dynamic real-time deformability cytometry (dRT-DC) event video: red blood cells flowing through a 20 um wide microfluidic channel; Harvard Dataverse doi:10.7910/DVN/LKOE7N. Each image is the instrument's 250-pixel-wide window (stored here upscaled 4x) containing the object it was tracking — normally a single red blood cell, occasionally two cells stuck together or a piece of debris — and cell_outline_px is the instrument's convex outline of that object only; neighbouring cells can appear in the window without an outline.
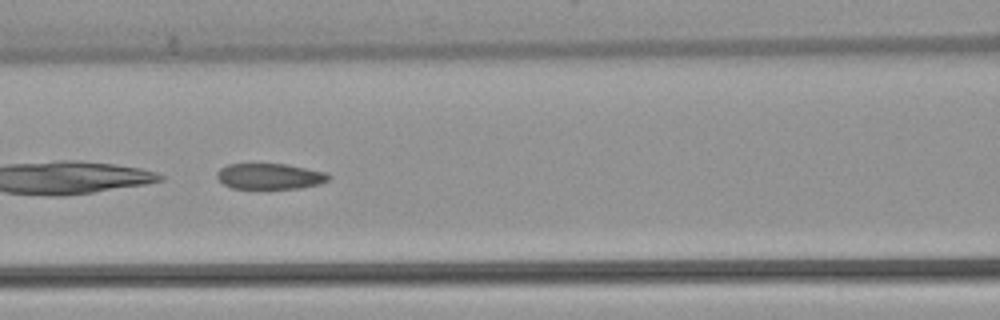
{"species": "common noctule bat (a hibernating species)", "species_latin": "Nyctalus noctula", "temperature_condition": "warm", "stored_images_in_passage": 37, "camera_frame_rate_fps": 3000, "um_per_image_px": 0.085, "animal": {"sex": "female", "body_mass_g": 22.7, "forearm_length_mm": 54.2}, "frame": {"image": 1, "passage_image": 11, "time_ms": 3.333, "image_size_px": [1000, 320], "cell_outline_px": [[332, 176], [328, 180], [320, 184], [300, 188], [232, 188], [224, 184], [216, 176], [216, 172], [220, 168], [228, 164], [288, 164], [328, 172]], "centroid_in_image_um": [22.98, 14.97], "position_along_channel_um": 143.6, "area_um2": 16.88}}
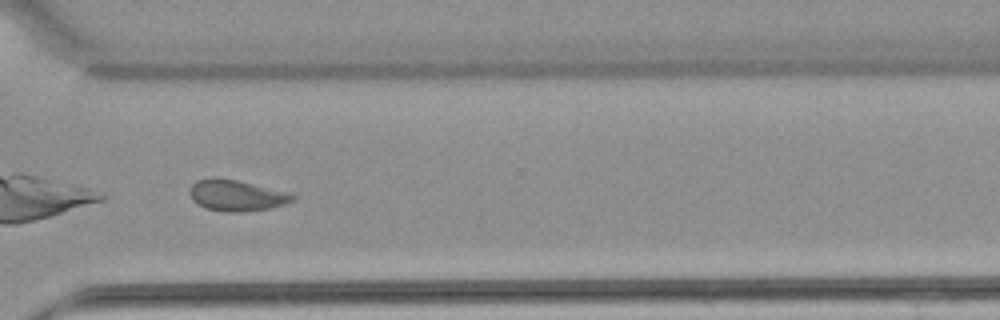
{"frame": {"image": 2, "passage_image": 27, "time_ms": 8.667, "image_size_px": [1000, 320], "cell_outline_px": [[296, 200], [272, 208], [240, 212], [224, 212], [204, 208], [192, 200], [188, 192], [192, 184], [196, 180], [208, 176], [216, 176], [236, 180], [292, 192], [296, 196]], "centroid_in_image_um": [20.1, 16.59], "position_along_channel_um": 350.5, "area_um2": 19.25}, "authors_computed_cell_mechanics": {"area_um2": 18.5538, "velocity_mm_per_s": 3.8769, "shape_relaxation_time_tau1_ms": null, "shape_relaxation_time_tau2_ms": 1.9131, "deformation_change_tau1": null, "deformation_change_tau2": 0.0739}}